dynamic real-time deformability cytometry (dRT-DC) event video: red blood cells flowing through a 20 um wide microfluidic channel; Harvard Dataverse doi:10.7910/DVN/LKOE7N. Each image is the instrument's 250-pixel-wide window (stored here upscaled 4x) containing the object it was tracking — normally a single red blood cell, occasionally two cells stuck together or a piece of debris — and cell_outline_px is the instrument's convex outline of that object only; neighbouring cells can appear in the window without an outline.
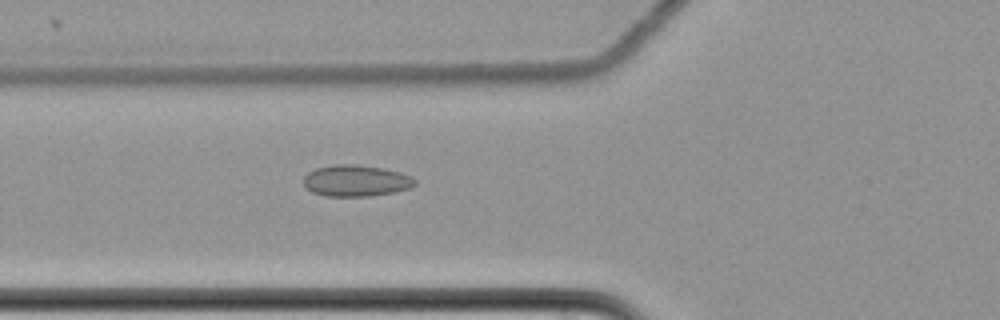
{"species": "common noctule bat (a hibernating species)", "species_latin": "Nyctalus noctula", "temperature_condition": "cold", "stored_images_in_passage": 6, "camera_frame_rate_fps": 3000, "um_per_image_px": 0.085, "animal": {"sex": "female", "body_mass_g": 22.7, "forearm_length_mm": 54.2}, "frame": {"image": 1, "passage_image": 6, "time_ms": 1.667, "image_size_px": [1000, 320], "cell_outline_px": [[416, 184], [412, 188], [396, 192], [368, 196], [324, 196], [312, 192], [304, 184], [304, 176], [308, 172], [316, 168], [332, 164], [356, 164], [384, 168], [400, 172], [412, 176], [416, 180]], "centroid_in_image_um": [30.29, 15.35], "position_along_channel_um": 95.5, "area_um2": 20.63}}